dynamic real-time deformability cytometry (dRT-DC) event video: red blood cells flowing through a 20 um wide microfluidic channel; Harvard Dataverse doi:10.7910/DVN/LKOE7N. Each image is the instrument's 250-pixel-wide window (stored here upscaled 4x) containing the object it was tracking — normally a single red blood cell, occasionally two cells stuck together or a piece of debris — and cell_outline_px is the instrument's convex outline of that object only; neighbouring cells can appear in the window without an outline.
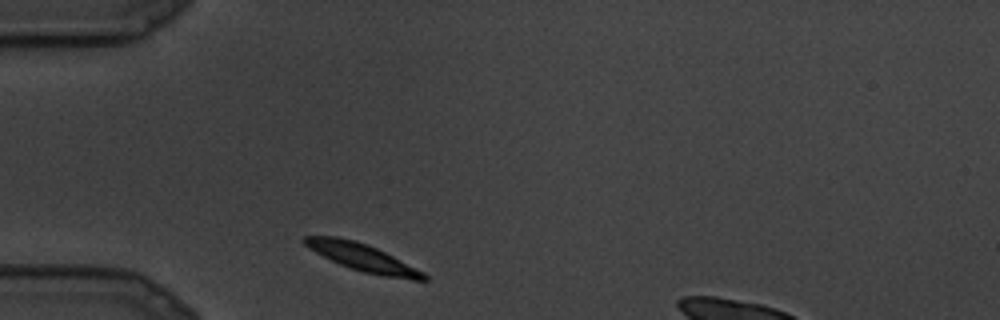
{"species": "common noctule bat (a hibernating species)", "species_latin": "Nyctalus noctula", "temperature_condition": "cold", "stored_images_in_passage": 7, "camera_frame_rate_fps": 3000, "um_per_image_px": 0.085, "animal": {"sex": "male", "body_mass_g": 19.5, "forearm_length_mm": 54.6}, "frame": {"image": 1, "passage_image": 1, "time_ms": 0.0, "image_size_px": [1000, 320], "cell_outline_px": [[428, 280], [412, 280], [384, 276], [364, 272], [340, 264], [316, 252], [304, 244], [300, 240], [304, 236], [336, 236], [356, 240], [368, 244], [424, 272], [428, 276]], "centroid_in_image_um": [30.81, 21.87], "position_along_channel_um": 54.2, "area_um2": 18.79}}
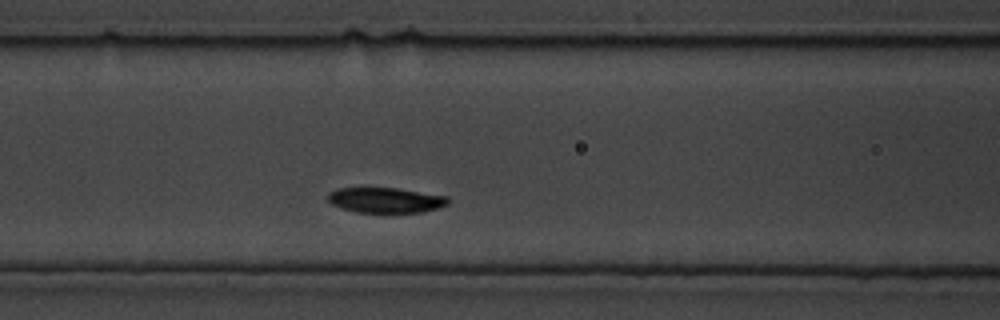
{"frame": {"image": 2, "passage_image": 5, "time_ms": 1.333, "image_size_px": [1000, 320], "cell_outline_px": [[448, 204], [436, 208], [420, 212], [384, 216], [356, 212], [332, 204], [328, 200], [328, 192], [340, 188], [396, 188], [448, 196]], "centroid_in_image_um": [32.78, 17.06], "position_along_channel_um": 133.8, "area_um2": 18.32}}
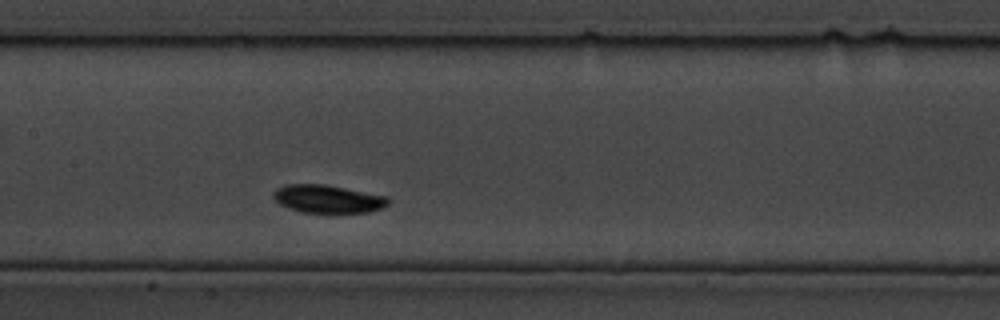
{"frame": {"image": 3, "passage_image": 7, "time_ms": 2.0, "image_size_px": [1000, 320], "cell_outline_px": [[392, 200], [384, 208], [368, 212], [304, 212], [288, 208], [280, 204], [272, 196], [272, 192], [276, 188], [284, 184], [324, 184], [388, 196]], "centroid_in_image_um": [27.88, 16.9], "position_along_channel_um": 179.5, "area_um2": 18.84}}